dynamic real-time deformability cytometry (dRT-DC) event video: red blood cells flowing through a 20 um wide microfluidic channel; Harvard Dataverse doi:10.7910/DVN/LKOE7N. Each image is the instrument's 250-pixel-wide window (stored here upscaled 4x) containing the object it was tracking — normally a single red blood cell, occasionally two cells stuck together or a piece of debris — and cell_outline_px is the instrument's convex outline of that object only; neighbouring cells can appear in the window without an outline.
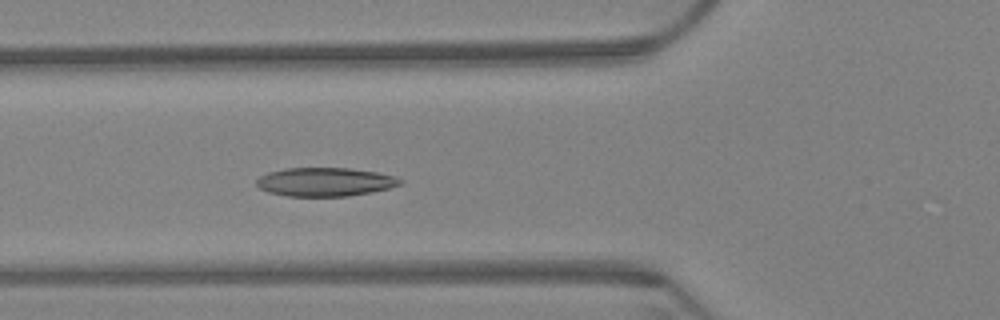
{"species": "Egyptian fruit bat (a non-hibernating species)", "species_latin": "Rousettus aegyptiacus", "temperature_condition": "warm", "stored_images_in_passage": 62, "camera_frame_rate_fps": 3000, "um_per_image_px": 0.085, "animal": {"sex": "female"}, "frame": {"image": 1, "passage_image": 22, "time_ms": 7.0, "image_size_px": [1000, 320], "cell_outline_px": [[404, 184], [372, 192], [348, 196], [288, 196], [268, 192], [260, 188], [256, 184], [256, 180], [260, 176], [268, 172], [288, 168], [348, 168], [376, 172], [392, 176], [404, 180]], "centroid_in_image_um": [27.64, 15.46], "position_along_channel_um": 98.2, "area_um2": 23.93}}
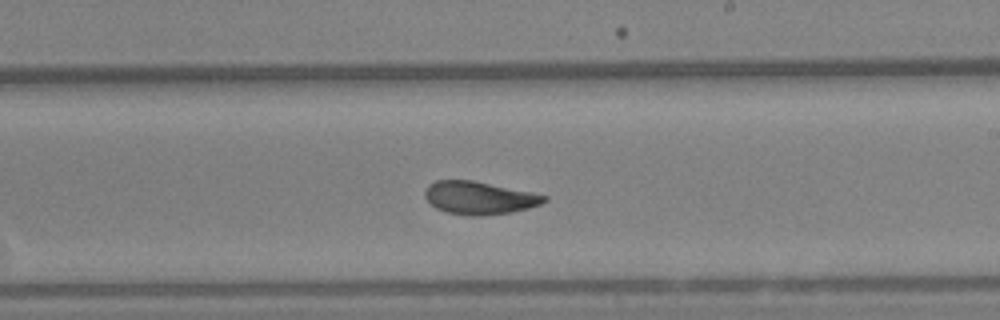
{"frame": {"image": 2, "passage_image": 36, "time_ms": 11.667, "image_size_px": [1000, 320], "cell_outline_px": [[548, 200], [540, 204], [528, 208], [512, 212], [480, 216], [468, 216], [448, 212], [436, 208], [424, 196], [424, 192], [428, 184], [436, 180], [472, 180], [532, 192], [548, 196]], "centroid_in_image_um": [40.74, 16.81], "position_along_channel_um": 248.3, "area_um2": 22.83}}
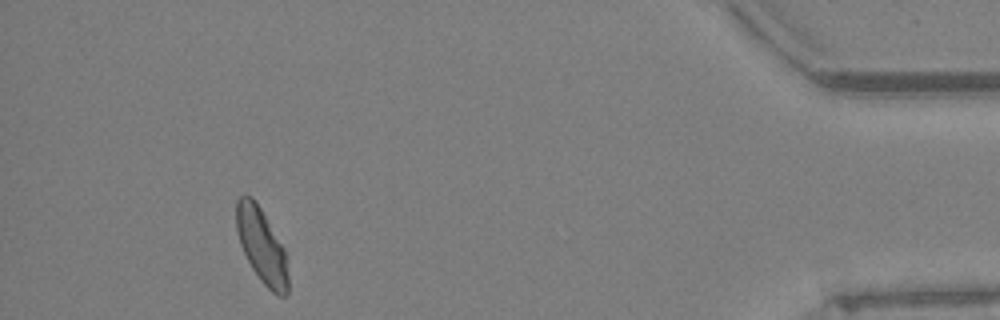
{"frame": {"image": 3, "passage_image": 57, "time_ms": 18.667, "image_size_px": [1000, 320], "cell_outline_px": [[288, 296], [276, 296], [260, 280], [252, 268], [240, 244], [236, 228], [236, 200], [240, 196], [252, 196], [260, 208], [284, 248], [288, 276]], "centroid_in_image_um": [22.24, 20.91], "position_along_channel_um": 413.0, "area_um2": 22.31}, "authors_computed_cell_mechanics": {"area_um2": 23.3223, "velocity_mm_per_s": 3.2289, "shape_relaxation_time_tau1_ms": 6.9958, "shape_relaxation_time_tau2_ms": 2.3413, "deformation_change_tau1": 0.1702, "deformation_change_tau2": 0.083}}